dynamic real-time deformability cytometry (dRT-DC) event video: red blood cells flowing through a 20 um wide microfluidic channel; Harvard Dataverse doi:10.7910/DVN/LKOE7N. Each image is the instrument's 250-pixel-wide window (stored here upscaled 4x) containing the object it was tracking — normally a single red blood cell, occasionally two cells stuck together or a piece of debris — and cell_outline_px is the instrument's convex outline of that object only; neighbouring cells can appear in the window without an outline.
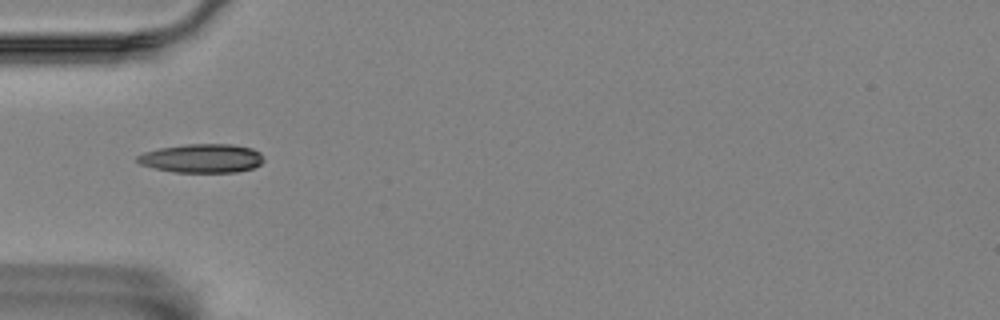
{"species": "Egyptian fruit bat (a non-hibernating species)", "species_latin": "Rousettus aegyptiacus", "temperature_condition": "room temperature", "stored_images_in_passage": 21, "camera_frame_rate_fps": 3000, "um_per_image_px": 0.085, "animal": {"sex": "female"}, "frame": {"image": 1, "passage_image": 1, "time_ms": 0.0, "image_size_px": [1000, 320], "cell_outline_px": [[264, 160], [260, 164], [252, 168], [236, 172], [172, 172], [140, 164], [136, 160], [136, 156], [144, 152], [160, 148], [184, 144], [232, 144], [252, 148], [260, 152]], "centroid_in_image_um": [17.16, 13.45], "position_along_channel_um": 67.8, "area_um2": 21.21}}
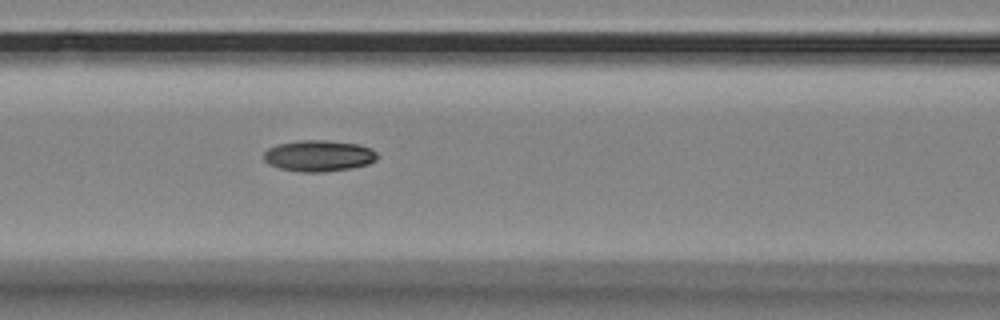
{"frame": {"image": 2, "passage_image": 7, "time_ms": 2.0, "image_size_px": [1000, 320], "cell_outline_px": [[376, 160], [368, 164], [352, 168], [324, 172], [300, 172], [280, 168], [268, 164], [264, 160], [264, 152], [268, 148], [276, 144], [296, 140], [324, 140], [360, 144], [372, 148], [376, 152]], "centroid_in_image_um": [27.08, 13.24], "position_along_channel_um": 139.5, "area_um2": 20.87}}
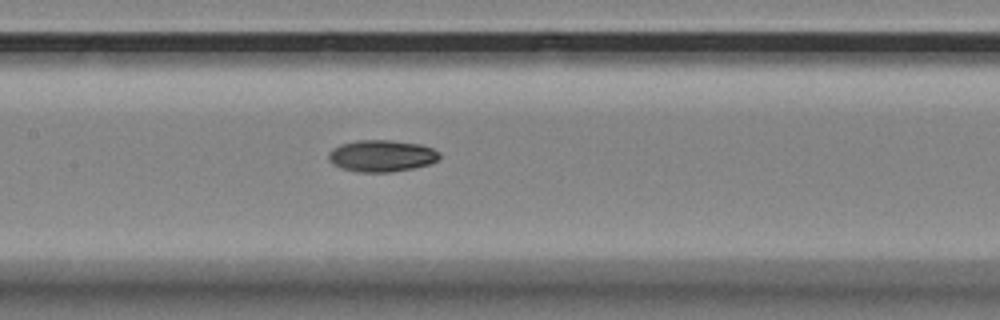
{"frame": {"image": 3, "passage_image": 10, "time_ms": 3.0, "image_size_px": [1000, 320], "cell_outline_px": [[440, 156], [436, 160], [428, 164], [412, 168], [388, 172], [360, 172], [340, 168], [332, 164], [328, 160], [328, 152], [332, 148], [340, 144], [356, 140], [388, 140], [420, 144], [432, 148], [440, 152]], "centroid_in_image_um": [32.38, 13.24], "position_along_channel_um": 175.0, "area_um2": 20.52}}